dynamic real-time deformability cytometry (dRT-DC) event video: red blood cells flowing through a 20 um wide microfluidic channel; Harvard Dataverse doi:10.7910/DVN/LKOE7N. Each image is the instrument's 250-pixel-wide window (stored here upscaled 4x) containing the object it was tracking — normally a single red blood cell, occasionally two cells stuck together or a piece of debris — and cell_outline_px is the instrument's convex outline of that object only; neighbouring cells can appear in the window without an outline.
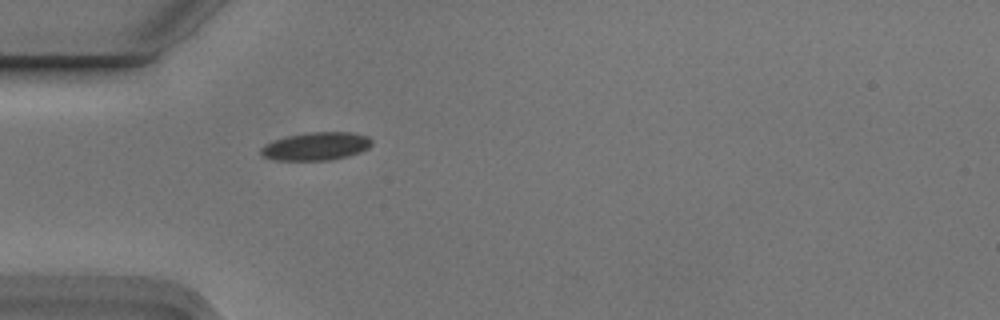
{"species": "Egyptian fruit bat (a non-hibernating species)", "species_latin": "Rousettus aegyptiacus", "temperature_condition": "cold", "stored_images_in_passage": 2, "camera_frame_rate_fps": 3000, "um_per_image_px": 0.085, "animal": {"sex": "male"}, "frame": {"image": 1, "passage_image": 1, "time_ms": 0.0, "image_size_px": [1000, 320], "cell_outline_px": [[372, 144], [368, 148], [360, 152], [348, 156], [328, 160], [276, 160], [264, 156], [260, 152], [260, 148], [276, 140], [288, 136], [308, 132], [352, 132], [368, 136], [372, 140]], "centroid_in_image_um": [26.92, 12.43], "position_along_channel_um": 58.1, "area_um2": 17.92}}